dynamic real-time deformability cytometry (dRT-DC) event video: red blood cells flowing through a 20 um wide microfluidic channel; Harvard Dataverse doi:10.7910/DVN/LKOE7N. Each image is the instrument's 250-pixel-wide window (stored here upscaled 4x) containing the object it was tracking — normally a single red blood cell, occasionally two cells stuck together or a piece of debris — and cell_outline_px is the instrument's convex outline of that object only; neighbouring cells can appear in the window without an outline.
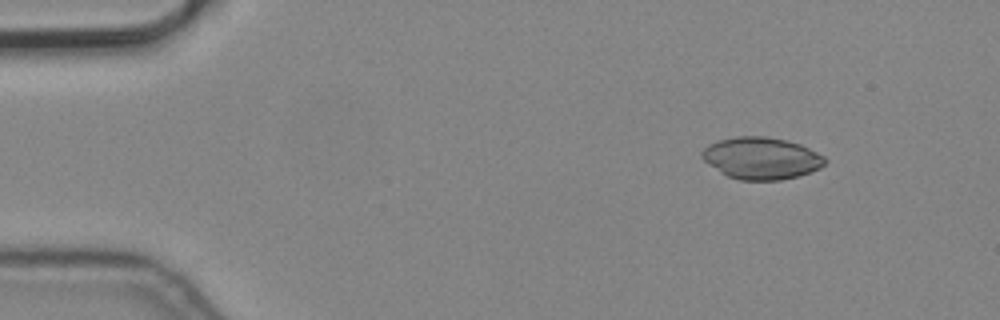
{"species": "common noctule bat (a hibernating species)", "species_latin": "Nyctalus noctula", "temperature_condition": "cold", "stored_images_in_passage": 7, "camera_frame_rate_fps": 3000, "um_per_image_px": 0.085, "animal": {"sex": "male", "body_mass_g": 19.2, "forearm_length_mm": 51.8}, "frame": {"image": 1, "passage_image": 1, "time_ms": 0.0, "image_size_px": [1000, 320], "cell_outline_px": [[828, 160], [820, 168], [800, 176], [780, 180], [740, 180], [728, 176], [720, 172], [704, 160], [700, 156], [700, 152], [708, 144], [720, 140], [736, 136], [764, 136], [788, 140], [800, 144], [824, 156]], "centroid_in_image_um": [64.72, 13.44], "position_along_channel_um": 20.3, "area_um2": 30.17}}
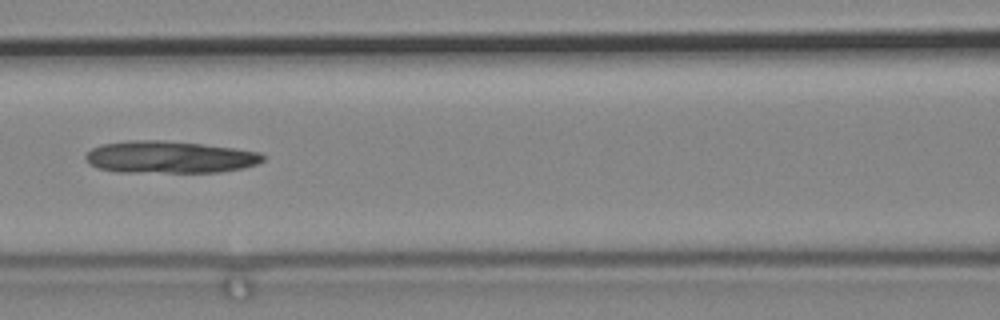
{"frame": {"image": 2, "passage_image": 6, "time_ms": 1.667, "image_size_px": [1000, 320], "cell_outline_px": [[264, 160], [256, 164], [244, 168], [220, 172], [116, 172], [100, 168], [88, 164], [84, 156], [92, 148], [100, 144], [128, 140], [164, 140], [200, 144], [232, 148], [260, 152], [264, 156]], "centroid_in_image_um": [14.38, 13.35], "position_along_channel_um": 152.2, "area_um2": 33.29}}
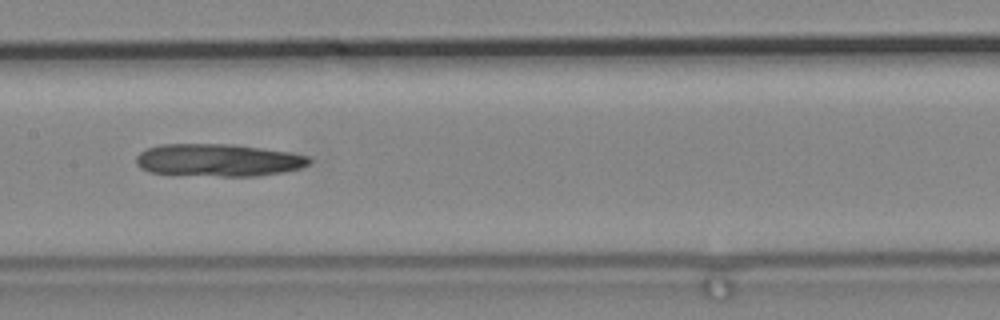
{"frame": {"image": 3, "passage_image": 7, "time_ms": 2.0, "image_size_px": [1000, 320], "cell_outline_px": [[312, 164], [300, 168], [284, 172], [256, 176], [220, 176], [148, 172], [140, 168], [136, 164], [136, 156], [140, 152], [148, 148], [160, 144], [232, 144], [292, 152], [308, 156], [312, 160]], "centroid_in_image_um": [18.59, 13.61], "position_along_channel_um": 188.8, "area_um2": 32.95}}